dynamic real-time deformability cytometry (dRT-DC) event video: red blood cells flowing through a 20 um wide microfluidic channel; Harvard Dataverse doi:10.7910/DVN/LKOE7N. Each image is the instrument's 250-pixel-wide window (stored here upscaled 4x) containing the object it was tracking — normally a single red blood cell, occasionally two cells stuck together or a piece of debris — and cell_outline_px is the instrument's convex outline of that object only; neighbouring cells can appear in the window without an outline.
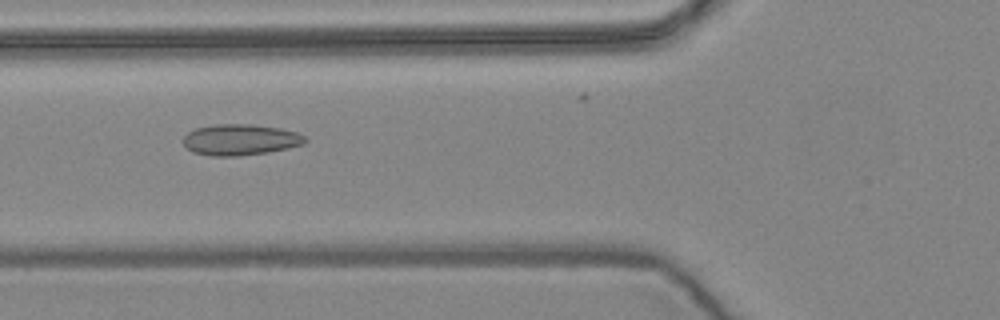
{"species": "common noctule bat (a hibernating species)", "species_latin": "Nyctalus noctula", "temperature_condition": "warm", "stored_images_in_passage": 7, "camera_frame_rate_fps": 3000, "um_per_image_px": 0.085, "animal": {"sex": "female", "body_mass_g": 24.6, "forearm_length_mm": 56.2}, "frame": {"image": 1, "passage_image": 6, "time_ms": 1.667, "image_size_px": [1000, 320], "cell_outline_px": [[308, 140], [304, 144], [288, 148], [268, 152], [240, 156], [212, 156], [192, 152], [184, 144], [184, 136], [188, 132], [196, 128], [216, 124], [252, 124], [280, 128], [296, 132], [304, 136]], "centroid_in_image_um": [20.44, 11.88], "position_along_channel_um": 105.4, "area_um2": 22.08}}
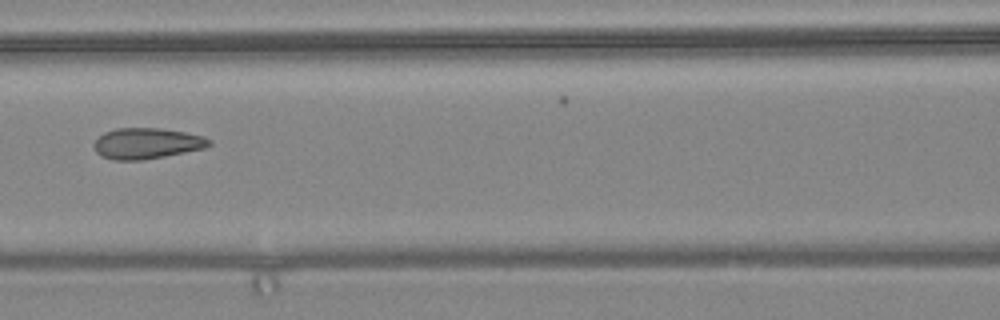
{"frame": {"image": 2, "passage_image": 7, "time_ms": 2.0, "image_size_px": [1000, 320], "cell_outline_px": [[212, 144], [204, 148], [144, 160], [112, 160], [100, 156], [96, 152], [92, 144], [104, 132], [116, 128], [160, 128], [184, 132], [204, 136], [212, 140]], "centroid_in_image_um": [12.46, 12.19], "position_along_channel_um": 154.1, "area_um2": 20.81}}